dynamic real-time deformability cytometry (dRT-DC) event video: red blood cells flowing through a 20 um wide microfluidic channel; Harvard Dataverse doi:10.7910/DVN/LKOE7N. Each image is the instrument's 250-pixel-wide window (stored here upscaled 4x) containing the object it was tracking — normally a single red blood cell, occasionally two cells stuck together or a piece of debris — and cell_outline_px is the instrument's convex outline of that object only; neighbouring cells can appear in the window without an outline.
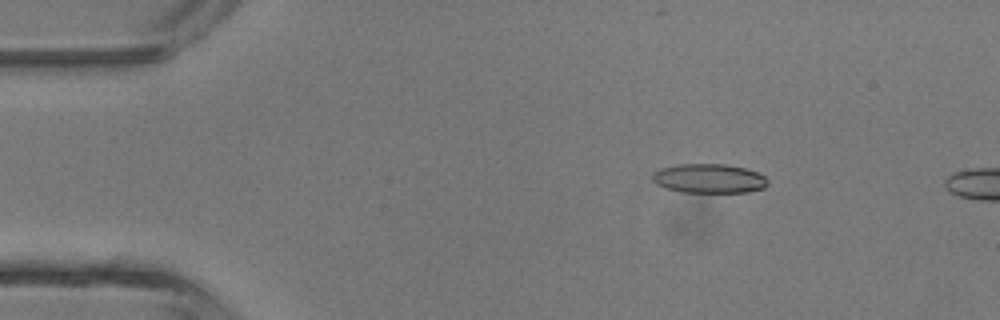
{"species": "common noctule bat (a hibernating species)", "species_latin": "Nyctalus noctula", "temperature_condition": "room temperature", "stored_images_in_passage": 4, "camera_frame_rate_fps": 3000, "um_per_image_px": 0.085, "animal": {"sex": "male", "body_mass_g": 13.3}, "frame": {"image": 1, "passage_image": 3, "time_ms": 0.667, "image_size_px": [1000, 320], "cell_outline_px": [[768, 184], [764, 188], [748, 192], [680, 192], [656, 184], [652, 180], [652, 176], [660, 168], [676, 164], [724, 164], [744, 168], [756, 172], [764, 176], [768, 180]], "centroid_in_image_um": [60.27, 15.17], "position_along_channel_um": 24.7, "area_um2": 19.59}}